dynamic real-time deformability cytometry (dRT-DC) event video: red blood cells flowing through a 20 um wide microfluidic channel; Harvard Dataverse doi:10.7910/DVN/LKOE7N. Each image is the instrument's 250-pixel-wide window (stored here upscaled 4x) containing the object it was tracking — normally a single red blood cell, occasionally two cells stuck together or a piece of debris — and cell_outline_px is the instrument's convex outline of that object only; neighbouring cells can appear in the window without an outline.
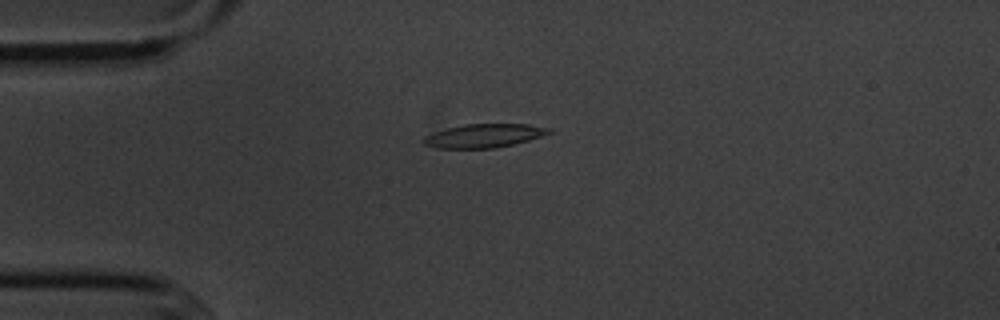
{"species": "common noctule bat (a hibernating species)", "species_latin": "Nyctalus noctula", "temperature_condition": "cold", "stored_images_in_passage": 1, "camera_frame_rate_fps": 3000, "um_per_image_px": 0.085, "animal": {"sex": "male", "body_mass_g": 20.1, "forearm_length_mm": 53.5}, "frame": {"image": 1, "passage_image": 1, "time_ms": 0.0, "image_size_px": [1000, 320], "cell_outline_px": [[552, 132], [528, 140], [512, 144], [492, 148], [436, 148], [424, 144], [420, 140], [424, 136], [448, 128], [464, 124], [528, 124], [552, 128]], "centroid_in_image_um": [41.12, 11.53], "position_along_channel_um": 43.9, "area_um2": 17.11}}